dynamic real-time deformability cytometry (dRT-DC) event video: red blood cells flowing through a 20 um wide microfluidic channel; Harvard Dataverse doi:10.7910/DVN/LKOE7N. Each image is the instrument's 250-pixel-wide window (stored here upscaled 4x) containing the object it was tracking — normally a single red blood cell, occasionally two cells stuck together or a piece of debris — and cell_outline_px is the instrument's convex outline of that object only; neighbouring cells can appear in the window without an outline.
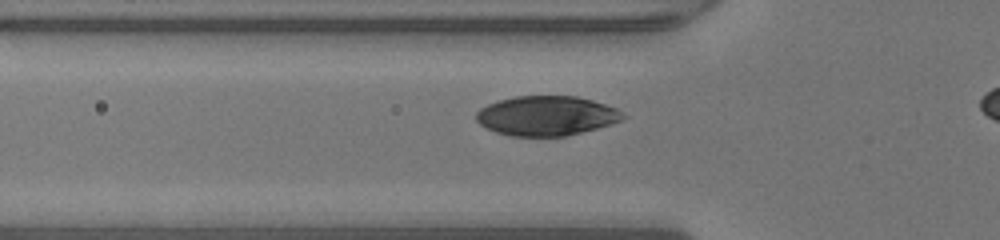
{"species": "human", "species_latin": "Homo sapiens", "temperature_condition": "warm", "stored_images_in_passage": 32, "camera_frame_rate_fps": 3000, "um_per_image_px": 0.085, "donor": {"sex": "male"}, "frame": {"image": 1, "passage_image": 9, "time_ms": 2.667, "image_size_px": [1000, 240], "cell_outline_px": [[628, 116], [620, 120], [596, 128], [564, 136], [512, 136], [496, 132], [480, 124], [476, 120], [476, 112], [480, 108], [488, 104], [500, 100], [516, 96], [576, 96], [592, 100], [616, 108]], "centroid_in_image_um": [46.43, 9.83], "position_along_channel_um": 79.4, "area_um2": 33.58}}
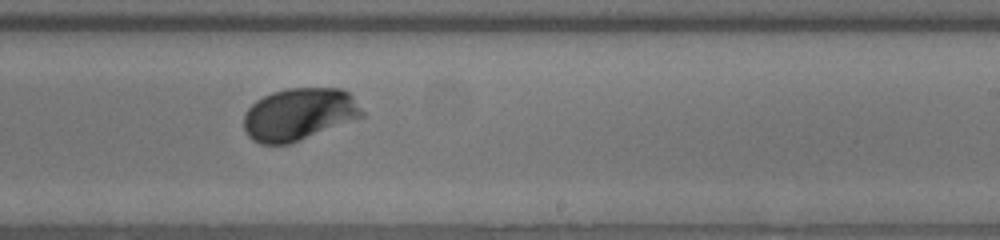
{"frame": {"image": 2, "passage_image": 22, "time_ms": 7.0, "image_size_px": [1000, 240], "cell_outline_px": [[364, 116], [292, 144], [260, 144], [252, 140], [248, 136], [244, 128], [244, 116], [248, 108], [256, 100], [272, 92], [288, 88], [340, 88], [348, 92], [352, 96], [364, 112]], "centroid_in_image_um": [25.41, 9.72], "position_along_channel_um": 263.6, "area_um2": 36.18}}
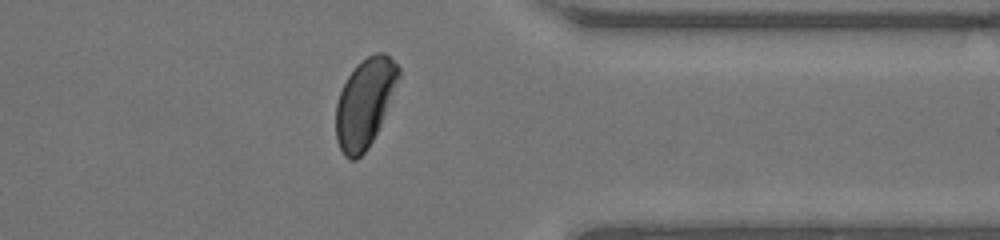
{"frame": {"image": 3, "passage_image": 31, "time_ms": 10.0, "image_size_px": [1000, 240], "cell_outline_px": [[400, 76], [380, 124], [368, 148], [356, 160], [352, 160], [344, 156], [336, 140], [336, 104], [340, 92], [348, 76], [356, 64], [368, 56], [376, 52], [384, 52], [400, 68]], "centroid_in_image_um": [30.99, 8.74], "position_along_channel_um": 380.4, "area_um2": 31.91}}